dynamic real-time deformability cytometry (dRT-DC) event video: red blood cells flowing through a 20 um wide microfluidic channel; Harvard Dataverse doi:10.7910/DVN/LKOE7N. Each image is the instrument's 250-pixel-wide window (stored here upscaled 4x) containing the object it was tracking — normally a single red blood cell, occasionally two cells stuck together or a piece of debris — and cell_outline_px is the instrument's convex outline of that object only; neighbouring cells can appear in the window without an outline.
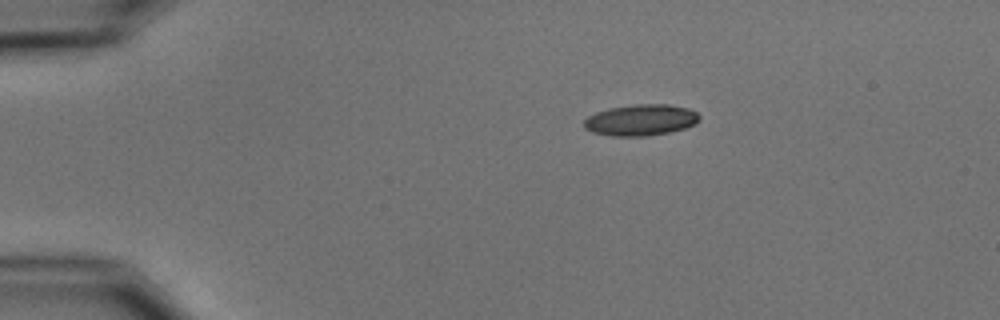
{"species": "common noctule bat (a hibernating species)", "species_latin": "Nyctalus noctula", "temperature_condition": "cold", "stored_images_in_passage": 4, "camera_frame_rate_fps": 3000, "um_per_image_px": 0.085, "animal": {"sex": "male", "body_mass_g": 15.6}, "frame": {"image": 1, "passage_image": 1, "time_ms": 0.0, "image_size_px": [1000, 320], "cell_outline_px": [[700, 120], [696, 124], [684, 128], [668, 132], [644, 136], [612, 136], [592, 132], [584, 128], [584, 120], [588, 116], [596, 112], [608, 108], [632, 104], [668, 104], [688, 108], [696, 112], [700, 116]], "centroid_in_image_um": [54.46, 10.19], "position_along_channel_um": 30.5, "area_um2": 21.1}}
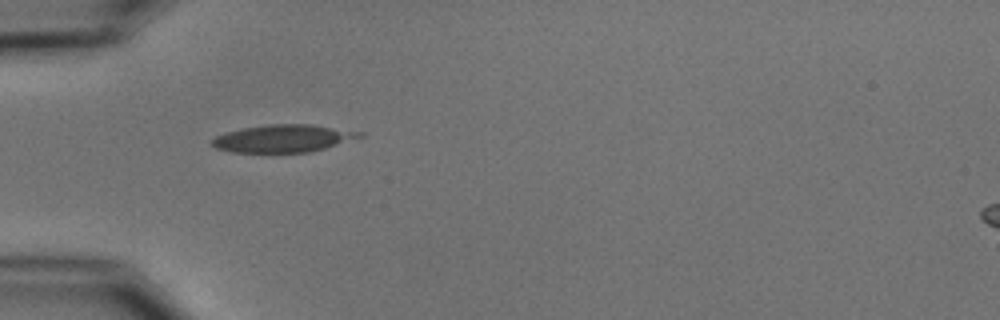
{"frame": {"image": 2, "passage_image": 3, "time_ms": 2.333, "image_size_px": [1000, 320], "cell_outline_px": [[364, 136], [312, 152], [232, 152], [216, 148], [208, 144], [216, 136], [228, 132], [244, 128], [268, 124], [312, 124], [364, 132]], "centroid_in_image_um": [24.09, 11.76], "position_along_channel_um": 60.9, "area_um2": 23.64}}